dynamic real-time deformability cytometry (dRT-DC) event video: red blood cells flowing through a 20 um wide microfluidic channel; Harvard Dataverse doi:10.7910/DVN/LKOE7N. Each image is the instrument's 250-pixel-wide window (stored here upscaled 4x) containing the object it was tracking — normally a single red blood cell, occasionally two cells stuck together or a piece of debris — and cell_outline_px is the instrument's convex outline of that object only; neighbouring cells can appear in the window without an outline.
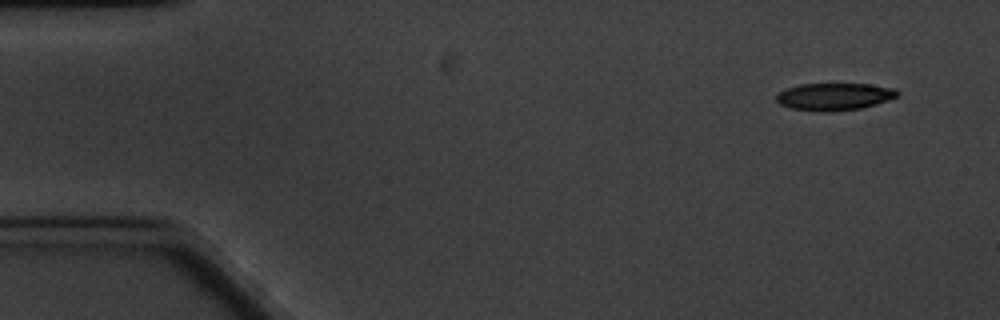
{"species": "common noctule bat (a hibernating species)", "species_latin": "Nyctalus noctula", "temperature_condition": "cold", "stored_images_in_passage": 6, "camera_frame_rate_fps": 3000, "um_per_image_px": 0.085, "animal": {"sex": "male", "body_mass_g": 20.1, "forearm_length_mm": 53.5}, "frame": {"image": 1, "passage_image": 1, "time_ms": 0.0, "image_size_px": [1000, 320], "cell_outline_px": [[900, 92], [896, 96], [888, 100], [876, 104], [860, 108], [832, 112], [824, 112], [792, 108], [780, 104], [776, 100], [776, 96], [780, 92], [788, 88], [800, 84], [868, 84], [896, 88]], "centroid_in_image_um": [70.94, 8.21], "position_along_channel_um": 14.1, "area_um2": 19.13}}
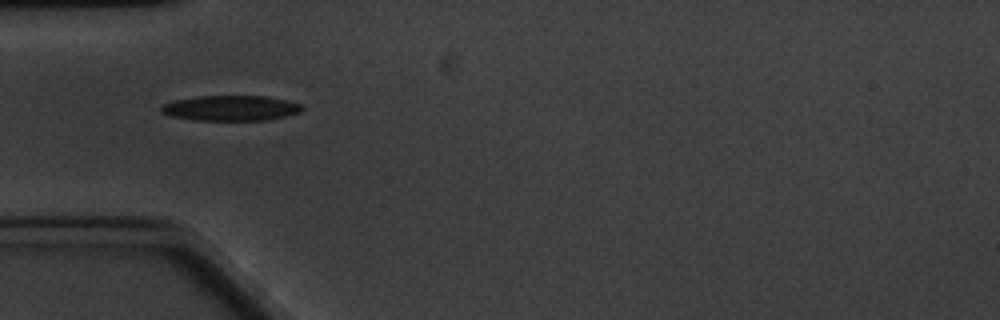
{"frame": {"image": 2, "passage_image": 5, "time_ms": 4.667, "image_size_px": [1000, 320], "cell_outline_px": [[304, 108], [300, 112], [268, 120], [196, 120], [172, 116], [160, 112], [160, 104], [172, 100], [200, 96], [268, 96], [300, 104]], "centroid_in_image_um": [19.56, 9.18], "position_along_channel_um": 65.4, "area_um2": 20.75}}